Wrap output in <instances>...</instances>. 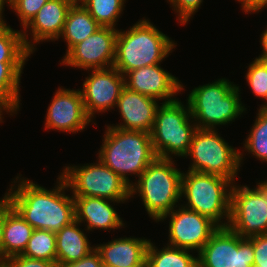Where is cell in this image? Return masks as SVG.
<instances>
[{
  "mask_svg": "<svg viewBox=\"0 0 267 267\" xmlns=\"http://www.w3.org/2000/svg\"><path fill=\"white\" fill-rule=\"evenodd\" d=\"M21 176L4 196L30 226L57 232L75 220L74 198L66 195L69 188L60 175L52 190Z\"/></svg>",
  "mask_w": 267,
  "mask_h": 267,
  "instance_id": "1",
  "label": "cell"
},
{
  "mask_svg": "<svg viewBox=\"0 0 267 267\" xmlns=\"http://www.w3.org/2000/svg\"><path fill=\"white\" fill-rule=\"evenodd\" d=\"M177 46L148 19H140L128 30H118L115 67L123 76L130 71L160 64Z\"/></svg>",
  "mask_w": 267,
  "mask_h": 267,
  "instance_id": "2",
  "label": "cell"
},
{
  "mask_svg": "<svg viewBox=\"0 0 267 267\" xmlns=\"http://www.w3.org/2000/svg\"><path fill=\"white\" fill-rule=\"evenodd\" d=\"M105 130L97 158L131 186L133 181L128 176L138 178L157 157L150 133L108 125Z\"/></svg>",
  "mask_w": 267,
  "mask_h": 267,
  "instance_id": "3",
  "label": "cell"
},
{
  "mask_svg": "<svg viewBox=\"0 0 267 267\" xmlns=\"http://www.w3.org/2000/svg\"><path fill=\"white\" fill-rule=\"evenodd\" d=\"M174 161L172 158L156 157L130 186L131 198L139 194L148 216L156 222L182 201L183 171L176 168Z\"/></svg>",
  "mask_w": 267,
  "mask_h": 267,
  "instance_id": "4",
  "label": "cell"
},
{
  "mask_svg": "<svg viewBox=\"0 0 267 267\" xmlns=\"http://www.w3.org/2000/svg\"><path fill=\"white\" fill-rule=\"evenodd\" d=\"M240 91L239 86L226 78L193 88L186 101L196 127L215 130L241 117L247 108L241 102Z\"/></svg>",
  "mask_w": 267,
  "mask_h": 267,
  "instance_id": "5",
  "label": "cell"
},
{
  "mask_svg": "<svg viewBox=\"0 0 267 267\" xmlns=\"http://www.w3.org/2000/svg\"><path fill=\"white\" fill-rule=\"evenodd\" d=\"M233 184L219 175L187 170L181 179V198L185 197L187 203L183 206L208 217L219 227H227Z\"/></svg>",
  "mask_w": 267,
  "mask_h": 267,
  "instance_id": "6",
  "label": "cell"
},
{
  "mask_svg": "<svg viewBox=\"0 0 267 267\" xmlns=\"http://www.w3.org/2000/svg\"><path fill=\"white\" fill-rule=\"evenodd\" d=\"M159 104L161 105L157 107L150 132L154 152L159 158L173 159V156L184 158L197 129L189 105L187 101L184 105L178 98Z\"/></svg>",
  "mask_w": 267,
  "mask_h": 267,
  "instance_id": "7",
  "label": "cell"
},
{
  "mask_svg": "<svg viewBox=\"0 0 267 267\" xmlns=\"http://www.w3.org/2000/svg\"><path fill=\"white\" fill-rule=\"evenodd\" d=\"M217 130H195L185 155L192 160L188 170L219 175L235 183L245 153L229 145Z\"/></svg>",
  "mask_w": 267,
  "mask_h": 267,
  "instance_id": "8",
  "label": "cell"
},
{
  "mask_svg": "<svg viewBox=\"0 0 267 267\" xmlns=\"http://www.w3.org/2000/svg\"><path fill=\"white\" fill-rule=\"evenodd\" d=\"M84 165L64 166L60 176L73 197H99L125 203L131 199L130 185L99 159Z\"/></svg>",
  "mask_w": 267,
  "mask_h": 267,
  "instance_id": "9",
  "label": "cell"
},
{
  "mask_svg": "<svg viewBox=\"0 0 267 267\" xmlns=\"http://www.w3.org/2000/svg\"><path fill=\"white\" fill-rule=\"evenodd\" d=\"M227 227L242 238L267 234V189L260 182L253 189L233 184Z\"/></svg>",
  "mask_w": 267,
  "mask_h": 267,
  "instance_id": "10",
  "label": "cell"
},
{
  "mask_svg": "<svg viewBox=\"0 0 267 267\" xmlns=\"http://www.w3.org/2000/svg\"><path fill=\"white\" fill-rule=\"evenodd\" d=\"M198 267H252L253 242L229 227H219L197 253Z\"/></svg>",
  "mask_w": 267,
  "mask_h": 267,
  "instance_id": "11",
  "label": "cell"
},
{
  "mask_svg": "<svg viewBox=\"0 0 267 267\" xmlns=\"http://www.w3.org/2000/svg\"><path fill=\"white\" fill-rule=\"evenodd\" d=\"M178 208V209H177ZM169 216V217H168ZM169 220L168 243L176 248L200 252L219 226L206 216L187 209L183 204L175 207L158 222Z\"/></svg>",
  "mask_w": 267,
  "mask_h": 267,
  "instance_id": "12",
  "label": "cell"
},
{
  "mask_svg": "<svg viewBox=\"0 0 267 267\" xmlns=\"http://www.w3.org/2000/svg\"><path fill=\"white\" fill-rule=\"evenodd\" d=\"M117 33L112 27L98 28L64 54L60 64L88 71L113 67Z\"/></svg>",
  "mask_w": 267,
  "mask_h": 267,
  "instance_id": "13",
  "label": "cell"
},
{
  "mask_svg": "<svg viewBox=\"0 0 267 267\" xmlns=\"http://www.w3.org/2000/svg\"><path fill=\"white\" fill-rule=\"evenodd\" d=\"M79 89L87 115L94 120L96 113L115 109L122 89L125 87L124 76L115 68L91 70Z\"/></svg>",
  "mask_w": 267,
  "mask_h": 267,
  "instance_id": "14",
  "label": "cell"
},
{
  "mask_svg": "<svg viewBox=\"0 0 267 267\" xmlns=\"http://www.w3.org/2000/svg\"><path fill=\"white\" fill-rule=\"evenodd\" d=\"M46 112L44 123L46 130L76 134L84 131L91 122L96 125L86 113L79 89L58 87Z\"/></svg>",
  "mask_w": 267,
  "mask_h": 267,
  "instance_id": "15",
  "label": "cell"
},
{
  "mask_svg": "<svg viewBox=\"0 0 267 267\" xmlns=\"http://www.w3.org/2000/svg\"><path fill=\"white\" fill-rule=\"evenodd\" d=\"M125 86L142 95L156 100L171 102L176 100L177 94L185 88L178 77L161 67V64L145 66L124 75Z\"/></svg>",
  "mask_w": 267,
  "mask_h": 267,
  "instance_id": "16",
  "label": "cell"
},
{
  "mask_svg": "<svg viewBox=\"0 0 267 267\" xmlns=\"http://www.w3.org/2000/svg\"><path fill=\"white\" fill-rule=\"evenodd\" d=\"M70 7L66 0H49L21 30L24 44L32 54L37 49L36 44L50 40L53 42L60 38ZM27 32L32 39H27L29 35Z\"/></svg>",
  "mask_w": 267,
  "mask_h": 267,
  "instance_id": "17",
  "label": "cell"
},
{
  "mask_svg": "<svg viewBox=\"0 0 267 267\" xmlns=\"http://www.w3.org/2000/svg\"><path fill=\"white\" fill-rule=\"evenodd\" d=\"M158 100L128 89H122L115 108H118L122 123L110 124L123 130L144 131L150 133L159 106Z\"/></svg>",
  "mask_w": 267,
  "mask_h": 267,
  "instance_id": "18",
  "label": "cell"
},
{
  "mask_svg": "<svg viewBox=\"0 0 267 267\" xmlns=\"http://www.w3.org/2000/svg\"><path fill=\"white\" fill-rule=\"evenodd\" d=\"M73 198L75 202V219L80 224L86 222L84 230L89 232L94 229L114 231L125 227L124 221L113 206L115 202H122L90 196Z\"/></svg>",
  "mask_w": 267,
  "mask_h": 267,
  "instance_id": "19",
  "label": "cell"
},
{
  "mask_svg": "<svg viewBox=\"0 0 267 267\" xmlns=\"http://www.w3.org/2000/svg\"><path fill=\"white\" fill-rule=\"evenodd\" d=\"M151 239L120 237L97 244L104 267H137L146 261L147 248Z\"/></svg>",
  "mask_w": 267,
  "mask_h": 267,
  "instance_id": "20",
  "label": "cell"
},
{
  "mask_svg": "<svg viewBox=\"0 0 267 267\" xmlns=\"http://www.w3.org/2000/svg\"><path fill=\"white\" fill-rule=\"evenodd\" d=\"M81 224L75 219L56 232V262L58 266L80 260L95 249Z\"/></svg>",
  "mask_w": 267,
  "mask_h": 267,
  "instance_id": "21",
  "label": "cell"
},
{
  "mask_svg": "<svg viewBox=\"0 0 267 267\" xmlns=\"http://www.w3.org/2000/svg\"><path fill=\"white\" fill-rule=\"evenodd\" d=\"M30 226L5 197V224L2 239V260L21 255L32 235Z\"/></svg>",
  "mask_w": 267,
  "mask_h": 267,
  "instance_id": "22",
  "label": "cell"
},
{
  "mask_svg": "<svg viewBox=\"0 0 267 267\" xmlns=\"http://www.w3.org/2000/svg\"><path fill=\"white\" fill-rule=\"evenodd\" d=\"M26 62H0V104L10 113L20 108V80Z\"/></svg>",
  "mask_w": 267,
  "mask_h": 267,
  "instance_id": "23",
  "label": "cell"
},
{
  "mask_svg": "<svg viewBox=\"0 0 267 267\" xmlns=\"http://www.w3.org/2000/svg\"><path fill=\"white\" fill-rule=\"evenodd\" d=\"M100 27L84 6H71L67 12L64 29L60 36L67 43L65 54Z\"/></svg>",
  "mask_w": 267,
  "mask_h": 267,
  "instance_id": "24",
  "label": "cell"
},
{
  "mask_svg": "<svg viewBox=\"0 0 267 267\" xmlns=\"http://www.w3.org/2000/svg\"><path fill=\"white\" fill-rule=\"evenodd\" d=\"M190 252L193 251L170 245L158 249L150 240L146 262L149 267H198V257L190 254Z\"/></svg>",
  "mask_w": 267,
  "mask_h": 267,
  "instance_id": "25",
  "label": "cell"
},
{
  "mask_svg": "<svg viewBox=\"0 0 267 267\" xmlns=\"http://www.w3.org/2000/svg\"><path fill=\"white\" fill-rule=\"evenodd\" d=\"M31 52L26 48L21 30L0 24V62H26Z\"/></svg>",
  "mask_w": 267,
  "mask_h": 267,
  "instance_id": "26",
  "label": "cell"
},
{
  "mask_svg": "<svg viewBox=\"0 0 267 267\" xmlns=\"http://www.w3.org/2000/svg\"><path fill=\"white\" fill-rule=\"evenodd\" d=\"M256 120L243 142V152L251 153L257 160L267 162V107H259Z\"/></svg>",
  "mask_w": 267,
  "mask_h": 267,
  "instance_id": "27",
  "label": "cell"
},
{
  "mask_svg": "<svg viewBox=\"0 0 267 267\" xmlns=\"http://www.w3.org/2000/svg\"><path fill=\"white\" fill-rule=\"evenodd\" d=\"M21 255L56 262V232L34 229Z\"/></svg>",
  "mask_w": 267,
  "mask_h": 267,
  "instance_id": "28",
  "label": "cell"
},
{
  "mask_svg": "<svg viewBox=\"0 0 267 267\" xmlns=\"http://www.w3.org/2000/svg\"><path fill=\"white\" fill-rule=\"evenodd\" d=\"M126 0H87L83 6L101 27L116 28Z\"/></svg>",
  "mask_w": 267,
  "mask_h": 267,
  "instance_id": "29",
  "label": "cell"
},
{
  "mask_svg": "<svg viewBox=\"0 0 267 267\" xmlns=\"http://www.w3.org/2000/svg\"><path fill=\"white\" fill-rule=\"evenodd\" d=\"M246 81L252 93L265 101L259 107H267V61H261L257 57L252 61L246 72Z\"/></svg>",
  "mask_w": 267,
  "mask_h": 267,
  "instance_id": "30",
  "label": "cell"
},
{
  "mask_svg": "<svg viewBox=\"0 0 267 267\" xmlns=\"http://www.w3.org/2000/svg\"><path fill=\"white\" fill-rule=\"evenodd\" d=\"M49 0H10L11 9L17 14L24 28Z\"/></svg>",
  "mask_w": 267,
  "mask_h": 267,
  "instance_id": "31",
  "label": "cell"
},
{
  "mask_svg": "<svg viewBox=\"0 0 267 267\" xmlns=\"http://www.w3.org/2000/svg\"><path fill=\"white\" fill-rule=\"evenodd\" d=\"M169 4L172 5V10L177 13V21L181 25L188 24L192 15L198 11V8L202 5L203 0H168Z\"/></svg>",
  "mask_w": 267,
  "mask_h": 267,
  "instance_id": "32",
  "label": "cell"
},
{
  "mask_svg": "<svg viewBox=\"0 0 267 267\" xmlns=\"http://www.w3.org/2000/svg\"><path fill=\"white\" fill-rule=\"evenodd\" d=\"M253 242L254 263L252 267H267V234L249 237Z\"/></svg>",
  "mask_w": 267,
  "mask_h": 267,
  "instance_id": "33",
  "label": "cell"
},
{
  "mask_svg": "<svg viewBox=\"0 0 267 267\" xmlns=\"http://www.w3.org/2000/svg\"><path fill=\"white\" fill-rule=\"evenodd\" d=\"M9 267H59L55 261L39 260L23 255L5 259Z\"/></svg>",
  "mask_w": 267,
  "mask_h": 267,
  "instance_id": "34",
  "label": "cell"
},
{
  "mask_svg": "<svg viewBox=\"0 0 267 267\" xmlns=\"http://www.w3.org/2000/svg\"><path fill=\"white\" fill-rule=\"evenodd\" d=\"M59 267H104L101 255L94 249L78 261L60 265Z\"/></svg>",
  "mask_w": 267,
  "mask_h": 267,
  "instance_id": "35",
  "label": "cell"
},
{
  "mask_svg": "<svg viewBox=\"0 0 267 267\" xmlns=\"http://www.w3.org/2000/svg\"><path fill=\"white\" fill-rule=\"evenodd\" d=\"M264 8H267V0H249L243 7L242 10L245 14L259 13Z\"/></svg>",
  "mask_w": 267,
  "mask_h": 267,
  "instance_id": "36",
  "label": "cell"
},
{
  "mask_svg": "<svg viewBox=\"0 0 267 267\" xmlns=\"http://www.w3.org/2000/svg\"><path fill=\"white\" fill-rule=\"evenodd\" d=\"M5 224V196L0 199V260H2V239Z\"/></svg>",
  "mask_w": 267,
  "mask_h": 267,
  "instance_id": "37",
  "label": "cell"
},
{
  "mask_svg": "<svg viewBox=\"0 0 267 267\" xmlns=\"http://www.w3.org/2000/svg\"><path fill=\"white\" fill-rule=\"evenodd\" d=\"M259 42L263 50L261 51L262 53L257 58L261 61H267V28L261 34Z\"/></svg>",
  "mask_w": 267,
  "mask_h": 267,
  "instance_id": "38",
  "label": "cell"
},
{
  "mask_svg": "<svg viewBox=\"0 0 267 267\" xmlns=\"http://www.w3.org/2000/svg\"><path fill=\"white\" fill-rule=\"evenodd\" d=\"M7 3V6H10L8 4H10V0H0V24L2 23H6V21H4L5 19L4 18V15H3V12L5 10V4Z\"/></svg>",
  "mask_w": 267,
  "mask_h": 267,
  "instance_id": "39",
  "label": "cell"
},
{
  "mask_svg": "<svg viewBox=\"0 0 267 267\" xmlns=\"http://www.w3.org/2000/svg\"><path fill=\"white\" fill-rule=\"evenodd\" d=\"M71 6H83L87 0H66Z\"/></svg>",
  "mask_w": 267,
  "mask_h": 267,
  "instance_id": "40",
  "label": "cell"
},
{
  "mask_svg": "<svg viewBox=\"0 0 267 267\" xmlns=\"http://www.w3.org/2000/svg\"><path fill=\"white\" fill-rule=\"evenodd\" d=\"M4 111L6 112L7 115L9 114L7 110L0 104V123L3 122L2 120L4 117L2 115L5 113Z\"/></svg>",
  "mask_w": 267,
  "mask_h": 267,
  "instance_id": "41",
  "label": "cell"
},
{
  "mask_svg": "<svg viewBox=\"0 0 267 267\" xmlns=\"http://www.w3.org/2000/svg\"><path fill=\"white\" fill-rule=\"evenodd\" d=\"M0 267H9L8 264H7V261L4 259V260H0Z\"/></svg>",
  "mask_w": 267,
  "mask_h": 267,
  "instance_id": "42",
  "label": "cell"
},
{
  "mask_svg": "<svg viewBox=\"0 0 267 267\" xmlns=\"http://www.w3.org/2000/svg\"><path fill=\"white\" fill-rule=\"evenodd\" d=\"M238 3H241V7H243L249 0H236Z\"/></svg>",
  "mask_w": 267,
  "mask_h": 267,
  "instance_id": "43",
  "label": "cell"
},
{
  "mask_svg": "<svg viewBox=\"0 0 267 267\" xmlns=\"http://www.w3.org/2000/svg\"><path fill=\"white\" fill-rule=\"evenodd\" d=\"M260 183L267 189V179L265 181H260Z\"/></svg>",
  "mask_w": 267,
  "mask_h": 267,
  "instance_id": "44",
  "label": "cell"
},
{
  "mask_svg": "<svg viewBox=\"0 0 267 267\" xmlns=\"http://www.w3.org/2000/svg\"><path fill=\"white\" fill-rule=\"evenodd\" d=\"M137 267H149L148 263L145 261L143 264L137 266Z\"/></svg>",
  "mask_w": 267,
  "mask_h": 267,
  "instance_id": "45",
  "label": "cell"
}]
</instances>
